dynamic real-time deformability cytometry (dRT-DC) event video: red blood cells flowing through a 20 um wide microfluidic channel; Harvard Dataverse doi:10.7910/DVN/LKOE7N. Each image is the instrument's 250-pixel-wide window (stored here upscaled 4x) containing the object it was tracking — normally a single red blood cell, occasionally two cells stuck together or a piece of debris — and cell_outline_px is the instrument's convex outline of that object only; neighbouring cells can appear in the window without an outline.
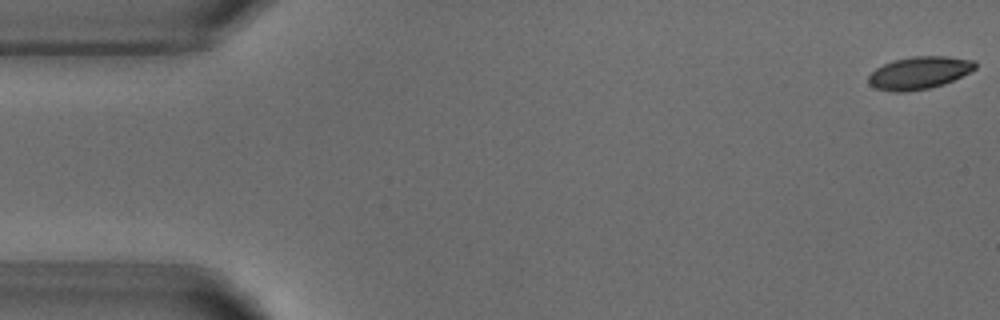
{"species": "common noctule bat (a hibernating species)", "species_latin": "Nyctalus noctula", "temperature_condition": "warm", "stored_images_in_passage": 3, "camera_frame_rate_fps": 3000, "um_per_image_px": 0.085, "animal": {"sex": "male", "body_mass_g": 18.8}, "frame": {"image": 1, "passage_image": 1, "time_ms": 0.0, "image_size_px": [1000, 320], "cell_outline_px": [[976, 68], [944, 84], [928, 88], [904, 92], [892, 92], [876, 88], [868, 84], [868, 76], [876, 68], [892, 60], [912, 56], [948, 56], [976, 60]], "centroid_in_image_um": [78.11, 6.18], "position_along_channel_um": 6.9, "area_um2": 20.23}}